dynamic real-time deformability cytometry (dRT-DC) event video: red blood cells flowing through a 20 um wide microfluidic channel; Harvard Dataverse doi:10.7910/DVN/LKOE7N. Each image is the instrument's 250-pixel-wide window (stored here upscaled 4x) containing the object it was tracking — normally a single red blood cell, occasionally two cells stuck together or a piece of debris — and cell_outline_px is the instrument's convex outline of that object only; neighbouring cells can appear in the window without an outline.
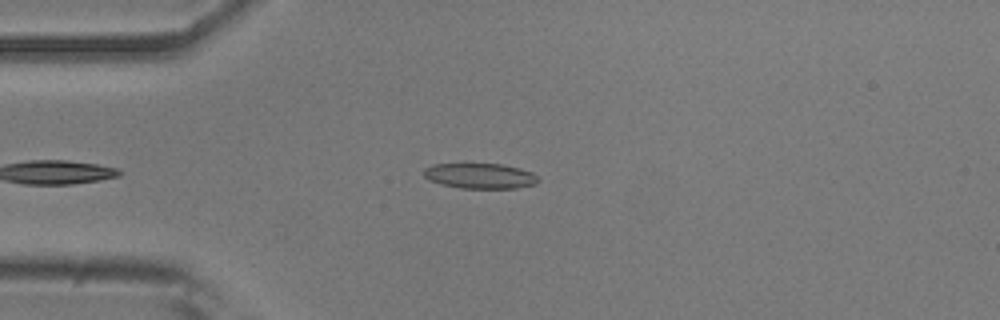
{"species": "common noctule bat (a hibernating species)", "species_latin": "Nyctalus noctula", "temperature_condition": "room temperature", "stored_images_in_passage": 12, "camera_frame_rate_fps": 3000, "um_per_image_px": 0.085, "animal": {"sex": "male", "body_mass_g": 20.5, "forearm_length_mm": 52.5}, "frame": {"image": 1, "passage_image": 1, "time_ms": 0.0, "image_size_px": [1000, 320], "cell_outline_px": [[540, 180], [536, 184], [516, 188], [460, 188], [440, 184], [428, 180], [424, 176], [424, 168], [432, 164], [500, 164], [520, 168], [532, 172]], "centroid_in_image_um": [40.79, 14.95], "position_along_channel_um": 44.2, "area_um2": 16.94}}